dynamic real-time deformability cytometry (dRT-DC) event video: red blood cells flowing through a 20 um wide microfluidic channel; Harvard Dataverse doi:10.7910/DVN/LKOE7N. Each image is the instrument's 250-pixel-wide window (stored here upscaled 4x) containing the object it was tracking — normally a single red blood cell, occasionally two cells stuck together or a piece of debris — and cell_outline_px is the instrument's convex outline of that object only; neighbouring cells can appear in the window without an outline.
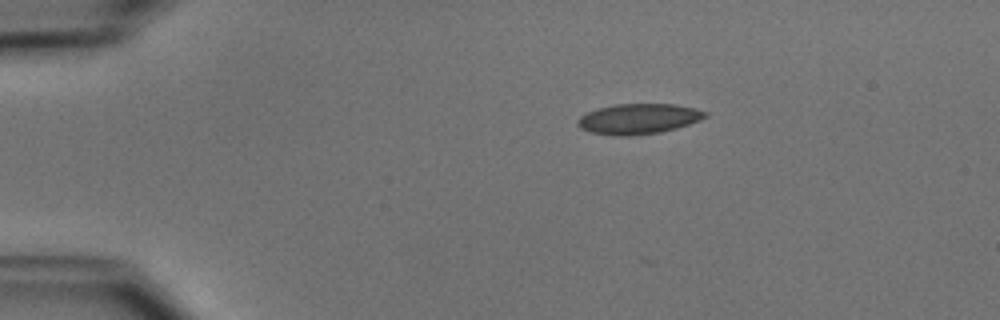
{"species": "common noctule bat (a hibernating species)", "species_latin": "Nyctalus noctula", "temperature_condition": "cold", "stored_images_in_passage": 16, "camera_frame_rate_fps": 3000, "um_per_image_px": 0.085, "animal": {"sex": "male", "body_mass_g": 15.6}, "frame": {"image": 1, "passage_image": 1, "time_ms": 0.0, "image_size_px": [1000, 320], "cell_outline_px": [[708, 116], [700, 120], [676, 128], [660, 132], [628, 136], [616, 136], [592, 132], [580, 128], [576, 124], [576, 120], [580, 116], [588, 112], [600, 108], [616, 104], [676, 104], [696, 108], [708, 112]], "centroid_in_image_um": [54.29, 10.1], "position_along_channel_um": 30.7, "area_um2": 22.54}}